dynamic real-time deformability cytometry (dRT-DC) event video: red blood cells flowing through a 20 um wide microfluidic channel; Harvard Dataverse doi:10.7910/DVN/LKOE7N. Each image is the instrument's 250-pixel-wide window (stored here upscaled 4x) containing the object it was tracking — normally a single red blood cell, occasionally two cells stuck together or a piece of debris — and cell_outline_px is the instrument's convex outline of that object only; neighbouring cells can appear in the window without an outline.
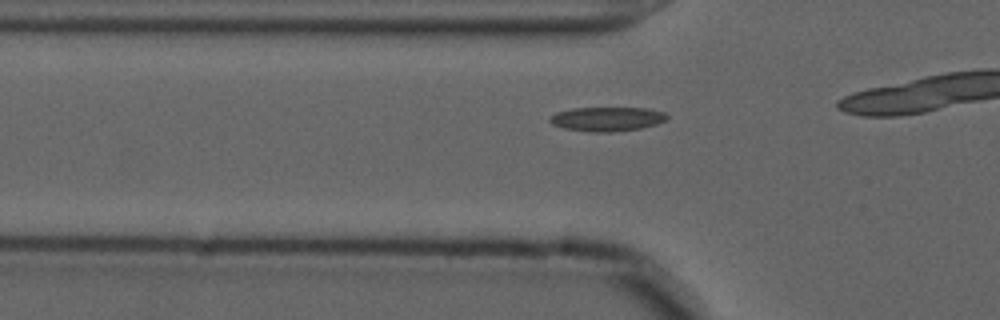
{"species": "common noctule bat (a hibernating species)", "species_latin": "Nyctalus noctula", "temperature_condition": "cold", "stored_images_in_passage": 19, "camera_frame_rate_fps": 3000, "um_per_image_px": 0.085, "animal": {"sex": "male", "forearm_length_mm": 52.5}, "frame": {"image": 1, "passage_image": 14, "time_ms": 4.333, "image_size_px": [1000, 320], "cell_outline_px": [[668, 120], [656, 124], [640, 128], [612, 132], [588, 132], [564, 128], [552, 124], [548, 120], [556, 112], [572, 108], [648, 108], [664, 112], [668, 116]], "centroid_in_image_um": [51.61, 10.11], "position_along_channel_um": 74.2, "area_um2": 16.59}}